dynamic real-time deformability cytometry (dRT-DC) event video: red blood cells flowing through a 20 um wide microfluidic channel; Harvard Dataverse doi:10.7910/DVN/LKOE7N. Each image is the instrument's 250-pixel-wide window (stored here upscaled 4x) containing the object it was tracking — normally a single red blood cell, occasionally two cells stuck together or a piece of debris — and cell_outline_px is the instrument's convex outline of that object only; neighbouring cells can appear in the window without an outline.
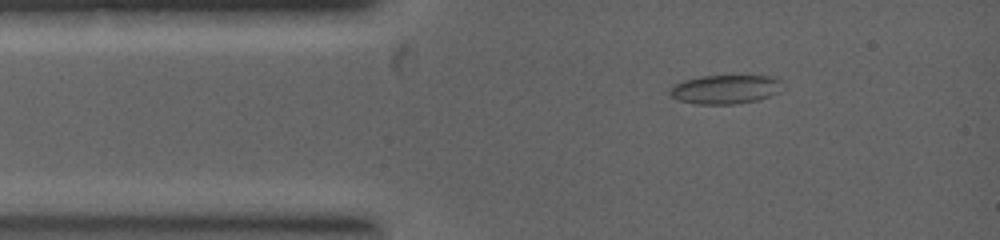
{"species": "common noctule bat (a hibernating species)", "species_latin": "Nyctalus noctula", "temperature_condition": "warm", "stored_images_in_passage": 10, "camera_frame_rate_fps": 5000, "um_per_image_px": 0.085, "animal": {"sex": "female", "body_mass_g": 19.0, "forearm_length_mm": 53.3}, "frame": {"image": 1, "passage_image": 1, "time_ms": 0.0, "image_size_px": [1000, 240], "cell_outline_px": [[780, 92], [756, 100], [736, 104], [696, 104], [680, 100], [672, 96], [668, 92], [676, 84], [684, 80], [700, 76], [772, 76], [780, 80]], "centroid_in_image_um": [61.65, 7.59], "position_along_channel_um": 23.4, "area_um2": 18.73}}
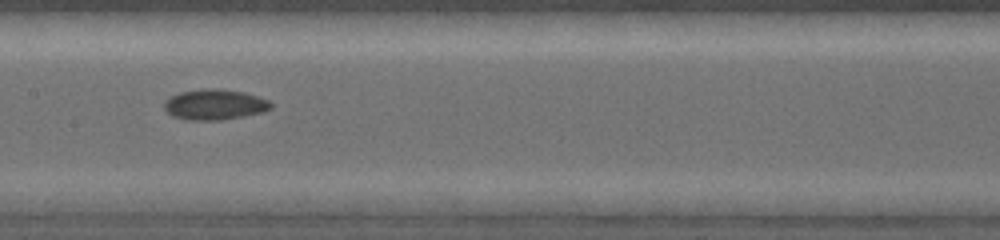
{"frame": {"image": 2, "passage_image": 6, "time_ms": 3.0, "image_size_px": [1000, 240], "cell_outline_px": [[272, 108], [264, 112], [244, 116], [220, 120], [188, 120], [172, 116], [164, 108], [164, 104], [172, 96], [180, 92], [240, 92], [256, 96], [268, 100], [272, 104]], "centroid_in_image_um": [18.28, 8.97], "position_along_channel_um": 189.1, "area_um2": 17.74}}
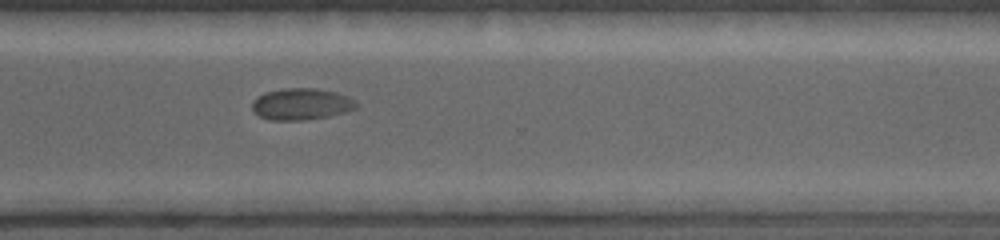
{"frame": {"image": 3, "passage_image": 10, "time_ms": 5.4, "image_size_px": [1000, 240], "cell_outline_px": [[360, 104], [356, 108], [344, 112], [328, 116], [304, 120], [272, 120], [260, 116], [252, 108], [252, 100], [256, 96], [268, 92], [284, 88], [312, 88], [336, 92]], "centroid_in_image_um": [25.59, 8.85], "position_along_channel_um": 345.0, "area_um2": 18.9}}